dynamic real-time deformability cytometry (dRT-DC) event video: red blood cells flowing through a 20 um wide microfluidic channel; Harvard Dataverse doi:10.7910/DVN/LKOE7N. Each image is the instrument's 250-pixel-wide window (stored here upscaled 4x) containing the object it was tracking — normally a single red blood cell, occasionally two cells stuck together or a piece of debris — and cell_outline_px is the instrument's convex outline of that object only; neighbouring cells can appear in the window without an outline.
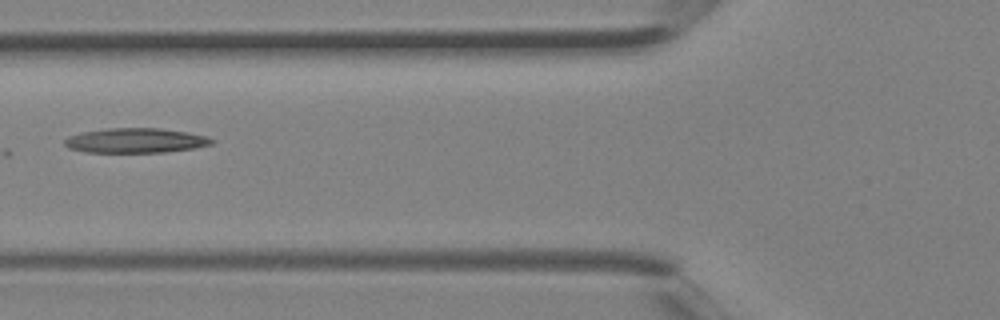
{"species": "Egyptian fruit bat (a non-hibernating species)", "species_latin": "Rousettus aegyptiacus", "temperature_condition": "room temperature", "stored_images_in_passage": 4, "camera_frame_rate_fps": 3000, "um_per_image_px": 0.085, "animal": {"sex": "female"}, "frame": {"image": 1, "passage_image": 4, "time_ms": 1.0, "image_size_px": [1000, 320], "cell_outline_px": [[216, 140], [212, 144], [196, 148], [164, 152], [88, 152], [68, 148], [64, 144], [64, 140], [68, 136], [84, 132], [108, 128], [160, 128], [188, 132], [208, 136]], "centroid_in_image_um": [11.58, 11.94], "position_along_channel_um": 114.2, "area_um2": 21.27}}